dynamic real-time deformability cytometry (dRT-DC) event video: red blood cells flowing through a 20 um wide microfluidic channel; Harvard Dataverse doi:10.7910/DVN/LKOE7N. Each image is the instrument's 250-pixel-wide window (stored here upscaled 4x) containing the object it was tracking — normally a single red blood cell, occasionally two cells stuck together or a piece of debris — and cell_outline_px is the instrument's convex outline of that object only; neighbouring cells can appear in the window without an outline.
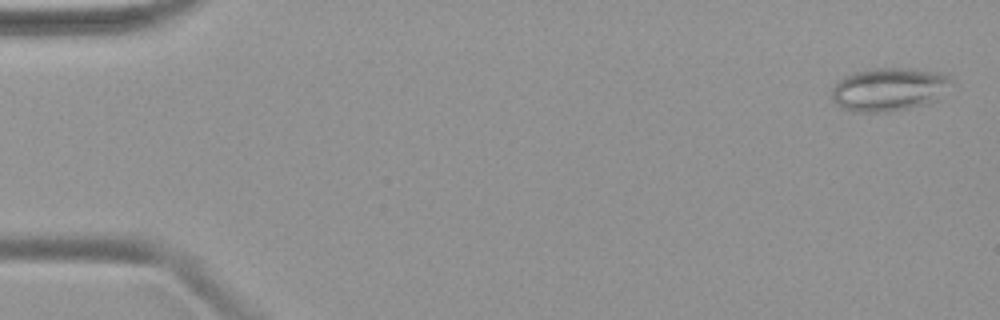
{"species": "common noctule bat (a hibernating species)", "species_latin": "Nyctalus noctula", "temperature_condition": "warm", "stored_images_in_passage": 49, "camera_frame_rate_fps": 3000, "um_per_image_px": 0.085, "animal": {"sex": "female", "body_mass_g": 19.9}, "frame": {"image": 1, "passage_image": 2, "time_ms": 0.333, "image_size_px": [1000, 320], "cell_outline_px": [[952, 80], [936, 100], [928, 104], [888, 112], [856, 112], [844, 108], [836, 104], [832, 100], [832, 88], [844, 76], [856, 72], [876, 68], [908, 68], [940, 72], [948, 76]], "centroid_in_image_um": [75.54, 7.6], "position_along_channel_um": 9.5, "area_um2": 29.94}}
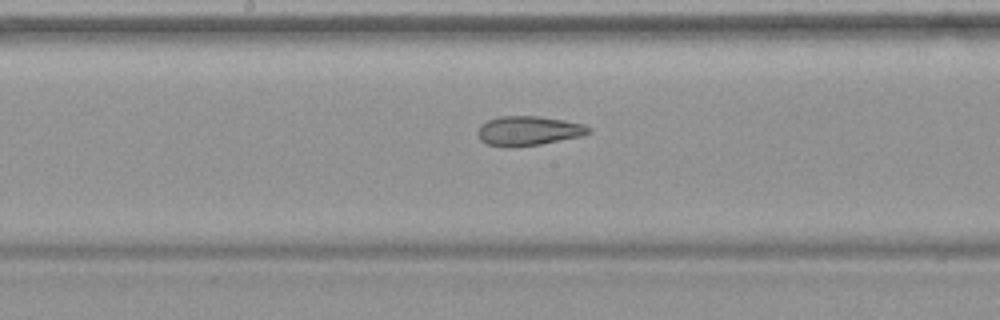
{"frame": {"image": 2, "passage_image": 26, "time_ms": 8.333, "image_size_px": [1000, 320], "cell_outline_px": [[592, 132], [584, 136], [540, 144], [512, 148], [504, 148], [488, 144], [480, 140], [476, 136], [476, 132], [480, 124], [488, 120], [500, 116], [540, 116], [564, 120], [584, 124], [592, 128]], "centroid_in_image_um": [44.91, 11.13], "position_along_channel_um": 203.3, "area_um2": 19.54}}
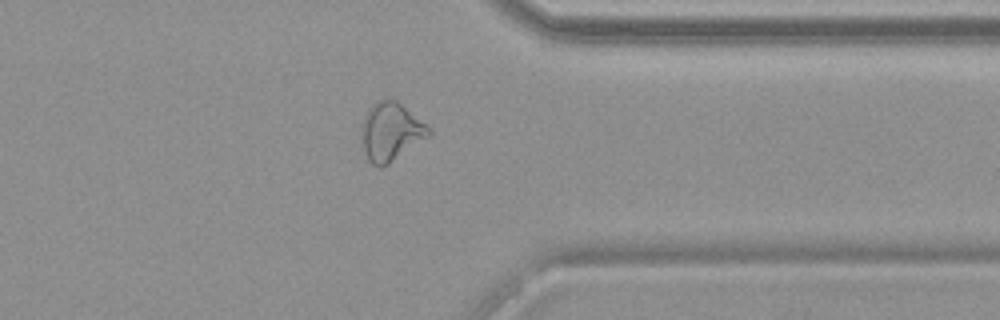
{"frame": {"image": 3, "passage_image": 39, "time_ms": 12.667, "image_size_px": [1000, 320], "cell_outline_px": [[432, 132], [428, 136], [388, 164], [372, 164], [368, 160], [360, 136], [360, 128], [364, 116], [368, 108], [372, 104], [388, 96], [396, 100], [424, 124]], "centroid_in_image_um": [33.15, 11.15], "position_along_channel_um": 378.2, "area_um2": 22.31}}